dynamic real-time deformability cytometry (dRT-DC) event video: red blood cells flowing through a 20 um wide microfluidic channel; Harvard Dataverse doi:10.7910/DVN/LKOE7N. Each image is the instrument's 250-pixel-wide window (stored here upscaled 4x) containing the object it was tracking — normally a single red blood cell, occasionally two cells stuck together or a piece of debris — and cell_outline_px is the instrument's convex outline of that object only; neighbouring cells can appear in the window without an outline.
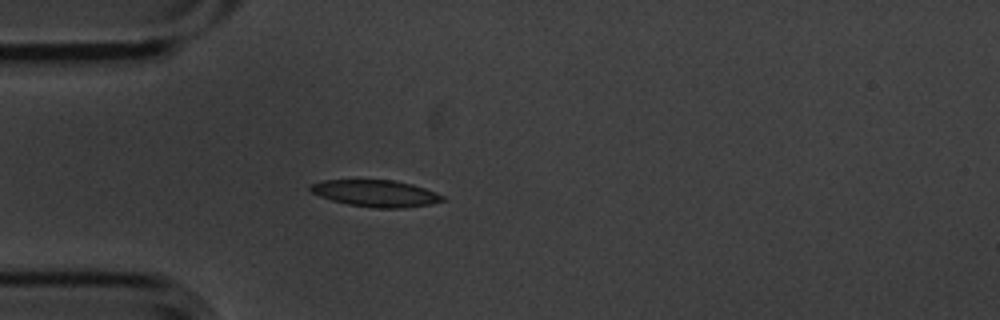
{"species": "common noctule bat (a hibernating species)", "species_latin": "Nyctalus noctula", "temperature_condition": "cold", "stored_images_in_passage": 3, "camera_frame_rate_fps": 3000, "um_per_image_px": 0.085, "animal": {"sex": "male", "body_mass_g": 20.1, "forearm_length_mm": 53.5}, "frame": {"image": 1, "passage_image": 3, "time_ms": 0.667, "image_size_px": [1000, 320], "cell_outline_px": [[444, 200], [432, 204], [404, 208], [372, 208], [348, 204], [332, 200], [320, 196], [312, 192], [308, 188], [312, 184], [324, 180], [392, 180], [412, 184], [436, 192], [444, 196]], "centroid_in_image_um": [31.96, 16.44], "position_along_channel_um": 53.0, "area_um2": 20.52}}